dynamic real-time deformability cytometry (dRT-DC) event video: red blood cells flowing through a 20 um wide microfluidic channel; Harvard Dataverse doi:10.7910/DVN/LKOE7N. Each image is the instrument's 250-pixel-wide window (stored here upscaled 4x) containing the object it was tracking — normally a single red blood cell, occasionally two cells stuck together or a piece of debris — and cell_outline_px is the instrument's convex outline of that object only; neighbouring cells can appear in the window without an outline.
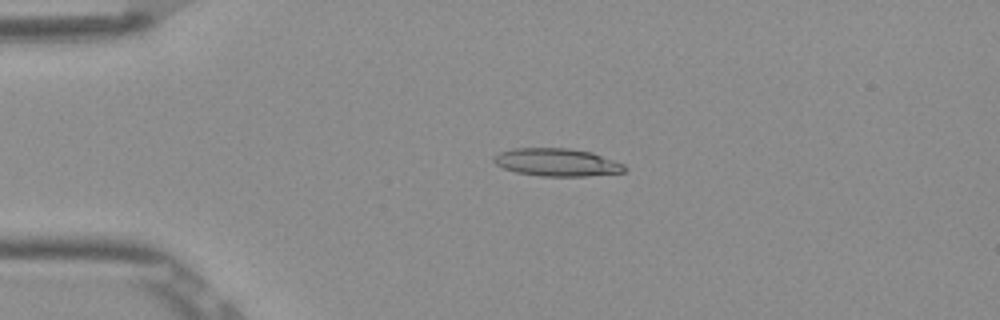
{"species": "Egyptian fruit bat (a non-hibernating species)", "species_latin": "Rousettus aegyptiacus", "temperature_condition": "room temperature", "stored_images_in_passage": 3, "camera_frame_rate_fps": 3000, "um_per_image_px": 0.085, "frame": {"image": 1, "passage_image": 2, "time_ms": 0.333, "image_size_px": [1000, 320], "cell_outline_px": [[628, 168], [624, 172], [588, 176], [540, 176], [516, 172], [504, 168], [496, 164], [492, 160], [492, 156], [500, 152], [512, 148], [568, 148], [592, 152], [624, 164]], "centroid_in_image_um": [47.33, 13.79], "position_along_channel_um": 37.7, "area_um2": 21.27}}